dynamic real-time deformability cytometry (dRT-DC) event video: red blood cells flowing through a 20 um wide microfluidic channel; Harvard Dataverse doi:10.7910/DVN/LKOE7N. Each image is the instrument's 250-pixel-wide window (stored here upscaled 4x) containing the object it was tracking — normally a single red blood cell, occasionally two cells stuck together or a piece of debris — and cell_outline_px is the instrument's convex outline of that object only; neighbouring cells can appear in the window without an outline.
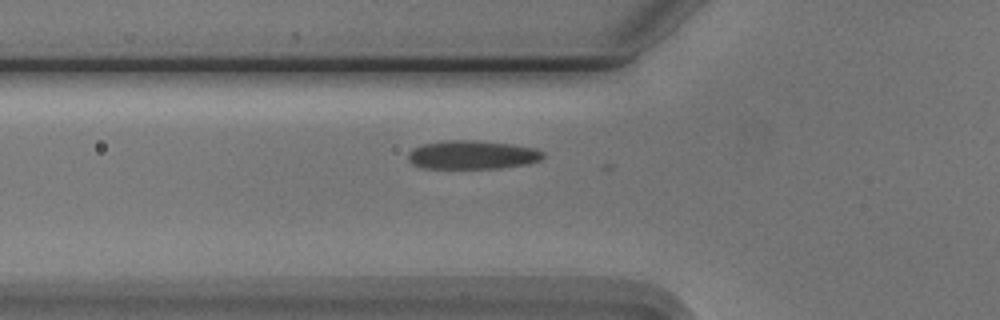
{"species": "Egyptian fruit bat (a non-hibernating species)", "species_latin": "Rousettus aegyptiacus", "temperature_condition": "cold", "stored_images_in_passage": 36, "camera_frame_rate_fps": 3000, "um_per_image_px": 0.085, "animal": {"sex": "male"}, "frame": {"image": 1, "passage_image": 4, "time_ms": 1.0, "image_size_px": [1000, 320], "cell_outline_px": [[544, 156], [540, 160], [528, 164], [500, 168], [420, 168], [412, 164], [408, 160], [408, 152], [412, 148], [424, 144], [444, 140], [476, 140], [512, 144], [536, 148], [544, 152]], "centroid_in_image_um": [40.14, 13.16], "position_along_channel_um": 85.7, "area_um2": 22.77}}
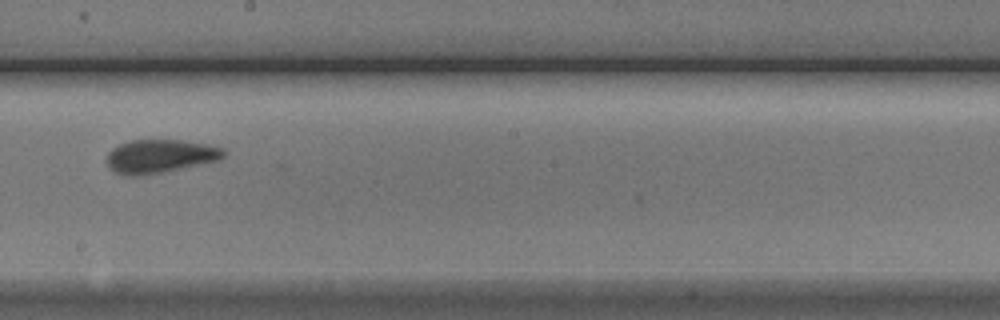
{"frame": {"image": 2, "passage_image": 16, "time_ms": 5.0, "image_size_px": [1000, 320], "cell_outline_px": [[224, 156], [220, 160], [164, 172], [132, 176], [128, 176], [116, 172], [108, 164], [108, 152], [112, 148], [120, 144], [132, 140], [184, 140], [208, 144], [224, 148]], "centroid_in_image_um": [13.64, 13.27], "position_along_channel_um": 234.6, "area_um2": 22.66}}
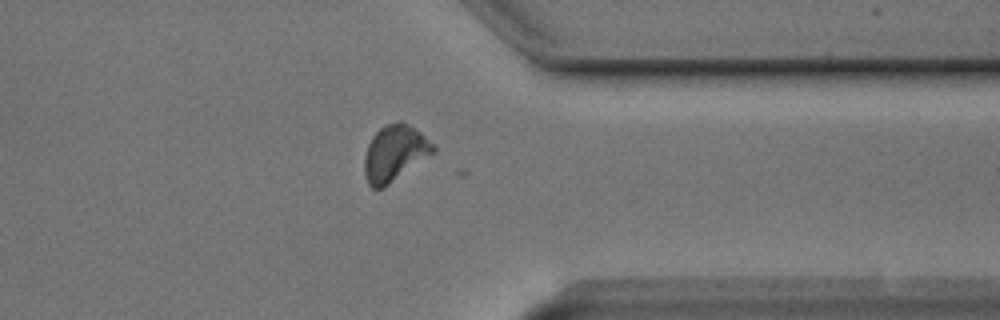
{"frame": {"image": 3, "passage_image": 28, "time_ms": 9.0, "image_size_px": [1000, 320], "cell_outline_px": [[436, 152], [384, 188], [372, 188], [368, 184], [364, 172], [364, 156], [368, 144], [372, 136], [380, 128], [396, 120], [400, 120], [416, 128], [436, 148]], "centroid_in_image_um": [33.54, 13.02], "position_along_channel_um": 377.9, "area_um2": 22.6}}